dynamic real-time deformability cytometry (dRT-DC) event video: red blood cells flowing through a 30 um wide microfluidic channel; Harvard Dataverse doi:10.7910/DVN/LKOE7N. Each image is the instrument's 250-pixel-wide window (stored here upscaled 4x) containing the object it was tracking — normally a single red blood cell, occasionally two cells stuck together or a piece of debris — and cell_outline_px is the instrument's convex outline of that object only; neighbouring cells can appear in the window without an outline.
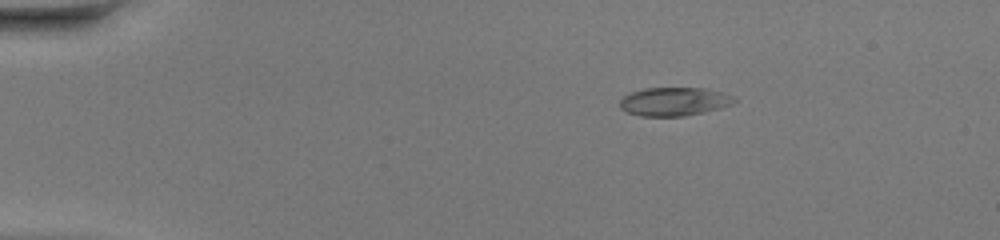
{"species": "common noctule bat (a hibernating species)", "species_latin": "Nyctalus noctula", "temperature_condition": "warm", "stored_images_in_passage": 41, "camera_frame_rate_fps": 3000, "um_per_image_px": 0.085, "animal": {"sex": "female", "body_mass_g": 20.0, "forearm_length_mm": 54.0}, "frame": {"image": 1, "passage_image": 2, "time_ms": 0.333, "image_size_px": [1000, 240], "cell_outline_px": [[736, 100], [732, 104], [720, 108], [704, 112], [684, 116], [640, 116], [624, 112], [620, 108], [620, 100], [624, 96], [632, 92], [644, 88], [704, 88], [720, 92], [732, 96]], "centroid_in_image_um": [57.26, 8.64], "position_along_channel_um": 27.7, "area_um2": 18.96}}
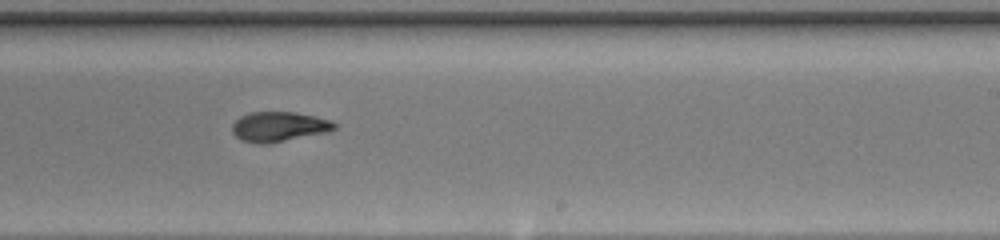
{"frame": {"image": 2, "passage_image": 24, "time_ms": 7.667, "image_size_px": [1000, 240], "cell_outline_px": [[336, 128], [324, 132], [268, 144], [256, 144], [240, 140], [232, 132], [232, 124], [240, 116], [252, 112], [296, 112], [316, 116], [332, 120], [336, 124]], "centroid_in_image_um": [23.68, 10.76], "position_along_channel_um": 265.3, "area_um2": 17.8}}
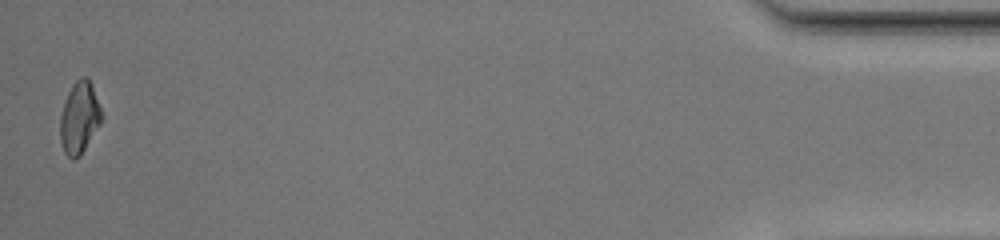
{"frame": {"image": 3, "passage_image": 41, "time_ms": 13.333, "image_size_px": [1000, 240], "cell_outline_px": [[100, 124], [80, 156], [72, 160], [64, 152], [60, 144], [60, 116], [64, 100], [72, 84], [80, 76], [88, 76], [92, 84], [100, 108]], "centroid_in_image_um": [6.71, 9.99], "position_along_channel_um": 428.5, "area_um2": 17.34}, "authors_computed_cell_mechanics": {"area_um2": 17.9758, "velocity_mm_per_s": 4.3673, "shape_relaxation_time_tau1_ms": 5.7633, "shape_relaxation_time_tau2_ms": 1.0003, "deformation_change_tau1": 0.2251, "deformation_change_tau2": 0.0585}}